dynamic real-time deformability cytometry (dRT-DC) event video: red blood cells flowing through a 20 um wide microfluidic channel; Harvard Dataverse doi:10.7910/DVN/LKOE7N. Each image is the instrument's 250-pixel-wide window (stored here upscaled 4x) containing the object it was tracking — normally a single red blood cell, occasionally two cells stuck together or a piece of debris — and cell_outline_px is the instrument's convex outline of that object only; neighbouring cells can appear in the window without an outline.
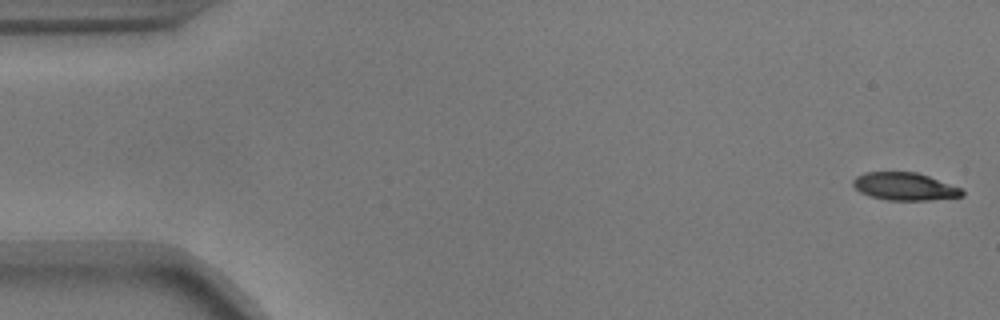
{"species": "common noctule bat (a hibernating species)", "species_latin": "Nyctalus noctula", "temperature_condition": "warm", "stored_images_in_passage": 51, "camera_frame_rate_fps": 3000, "um_per_image_px": 0.085, "animal": {"sex": "male", "body_mass_g": 17.9}, "frame": {"image": 1, "passage_image": 1, "time_ms": 0.0, "image_size_px": [1000, 320], "cell_outline_px": [[964, 196], [928, 200], [888, 200], [868, 196], [860, 192], [852, 184], [852, 180], [856, 176], [864, 172], [916, 172], [964, 188]], "centroid_in_image_um": [76.91, 15.85], "position_along_channel_um": 8.1, "area_um2": 17.74}}
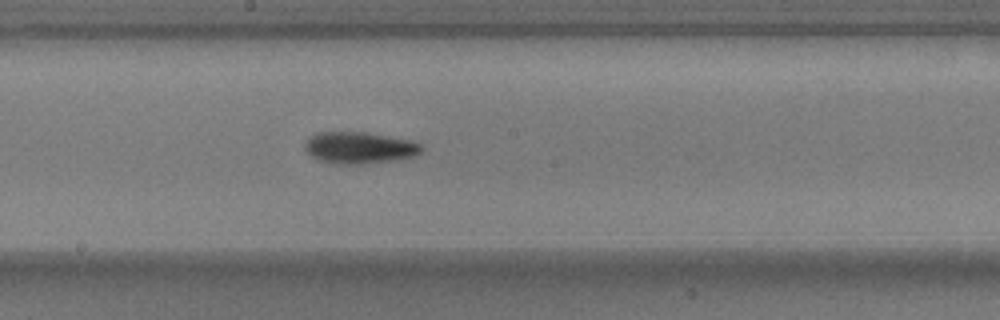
{"frame": {"image": 2, "passage_image": 29, "time_ms": 9.333, "image_size_px": [1000, 320], "cell_outline_px": [[424, 148], [420, 152], [412, 156], [392, 160], [360, 164], [336, 164], [316, 160], [304, 148], [304, 144], [308, 136], [316, 132], [368, 132], [412, 140], [424, 144]], "centroid_in_image_um": [30.53, 12.54], "position_along_channel_um": 217.7, "area_um2": 21.79}}
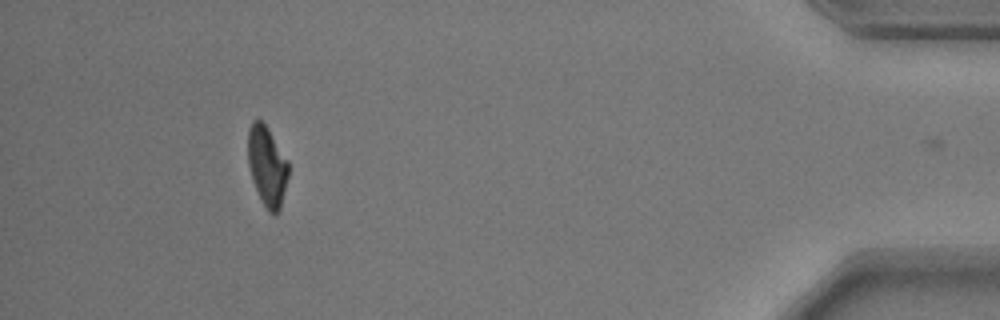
{"frame": {"image": 3, "passage_image": 50, "time_ms": 16.333, "image_size_px": [1000, 320], "cell_outline_px": [[288, 176], [280, 208], [276, 212], [268, 212], [260, 200], [252, 180], [248, 164], [248, 128], [252, 120], [260, 120], [268, 128], [288, 160]], "centroid_in_image_um": [22.68, 14.1], "position_along_channel_um": 412.5, "area_um2": 18.79}, "authors_computed_cell_mechanics": {"area_um2": 19.8832, "velocity_mm_per_s": 3.6847, "shape_relaxation_time_tau1_ms": 3.3344, "shape_relaxation_time_tau2_ms": null, "deformation_change_tau1": 0.1585, "deformation_change_tau2": null}}